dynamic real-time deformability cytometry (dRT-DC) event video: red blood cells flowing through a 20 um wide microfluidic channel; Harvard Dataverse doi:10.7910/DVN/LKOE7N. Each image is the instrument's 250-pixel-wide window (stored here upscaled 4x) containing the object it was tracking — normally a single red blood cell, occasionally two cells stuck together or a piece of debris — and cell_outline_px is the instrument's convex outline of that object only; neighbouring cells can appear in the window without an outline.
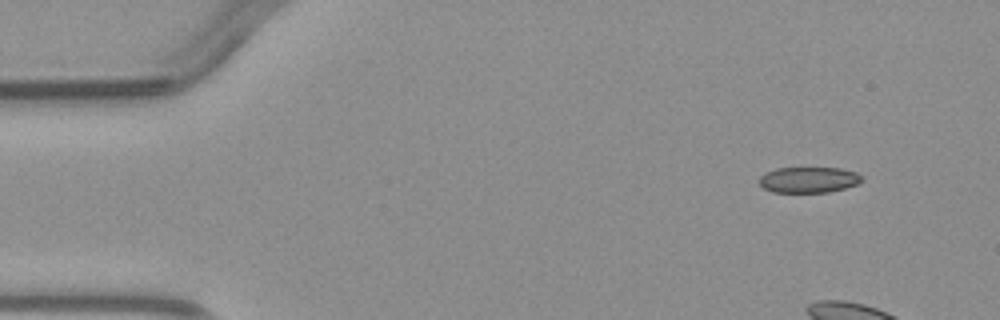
{"species": "common noctule bat (a hibernating species)", "species_latin": "Nyctalus noctula", "temperature_condition": "warm", "stored_images_in_passage": 4, "camera_frame_rate_fps": 3000, "um_per_image_px": 0.085, "animal": {"sex": "male", "body_mass_g": 23.1, "forearm_length_mm": 52.7}, "frame": {"image": 1, "passage_image": 1, "time_ms": 0.0, "image_size_px": [1000, 320], "cell_outline_px": [[864, 180], [856, 184], [844, 188], [828, 192], [772, 192], [764, 188], [760, 184], [760, 176], [776, 168], [840, 168], [856, 172]], "centroid_in_image_um": [68.74, 15.28], "position_along_channel_um": 16.3, "area_um2": 15.26}}
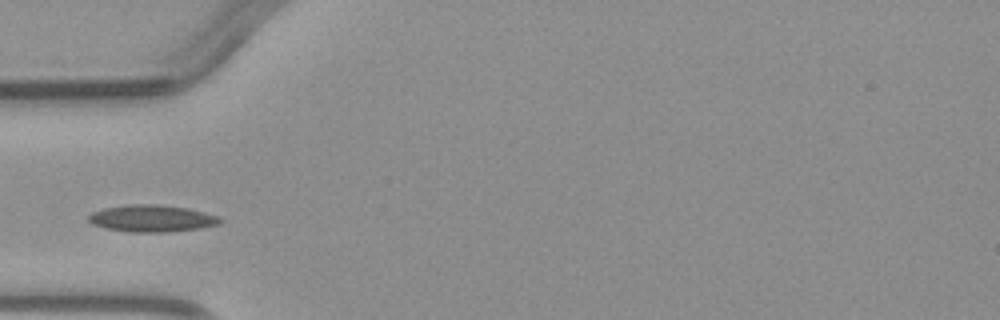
{"frame": {"image": 2, "passage_image": 4, "time_ms": 4.333, "image_size_px": [1000, 320], "cell_outline_px": [[224, 220], [216, 224], [200, 228], [168, 232], [132, 232], [104, 228], [92, 224], [88, 220], [88, 216], [92, 212], [104, 208], [128, 204], [156, 204], [188, 208], [220, 216]], "centroid_in_image_um": [12.9, 18.56], "position_along_channel_um": 72.1, "area_um2": 20.69}}